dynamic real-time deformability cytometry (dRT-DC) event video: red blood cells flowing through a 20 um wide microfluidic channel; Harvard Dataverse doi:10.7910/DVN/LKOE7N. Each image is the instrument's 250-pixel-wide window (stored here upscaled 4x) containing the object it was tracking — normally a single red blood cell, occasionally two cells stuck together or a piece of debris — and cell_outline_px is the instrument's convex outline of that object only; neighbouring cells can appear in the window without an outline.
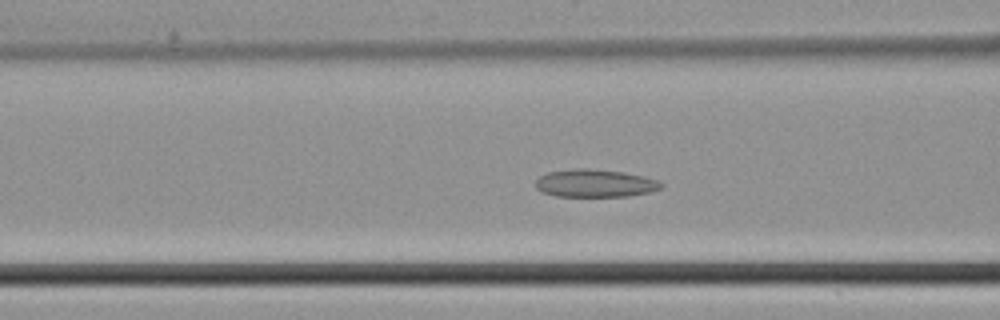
{"species": "common noctule bat (a hibernating species)", "species_latin": "Nyctalus noctula", "temperature_condition": "cold", "stored_images_in_passage": 43, "camera_frame_rate_fps": 3000, "um_per_image_px": 0.085, "animal": {"sex": "male", "body_mass_g": 21.5, "forearm_length_mm": 52.0}, "frame": {"image": 1, "passage_image": 16, "time_ms": 5.0, "image_size_px": [1000, 320], "cell_outline_px": [[664, 188], [648, 192], [628, 196], [556, 196], [540, 192], [536, 188], [536, 180], [540, 176], [548, 172], [576, 168], [588, 168], [624, 172], [644, 176], [656, 180], [664, 184]], "centroid_in_image_um": [50.57, 15.57], "position_along_channel_um": 116.0, "area_um2": 20.4}}
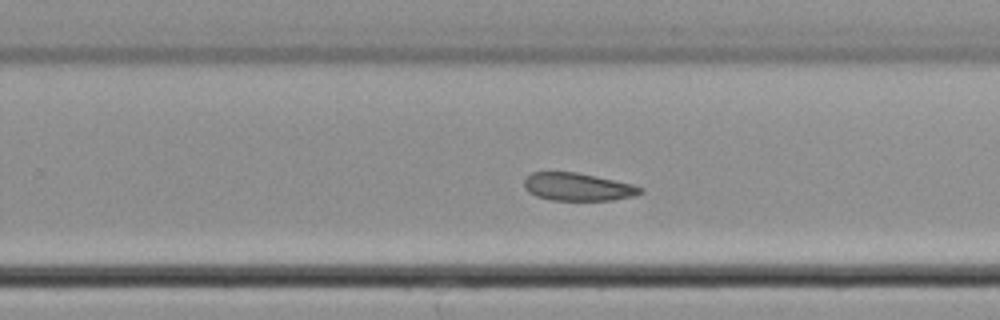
{"frame": {"image": 2, "passage_image": 27, "time_ms": 8.667, "image_size_px": [1000, 320], "cell_outline_px": [[644, 192], [632, 196], [612, 200], [552, 200], [536, 196], [528, 192], [524, 188], [524, 180], [532, 172], [576, 172], [596, 176], [632, 184], [644, 188]], "centroid_in_image_um": [49.1, 15.88], "position_along_channel_um": 280.7, "area_um2": 18.79}}
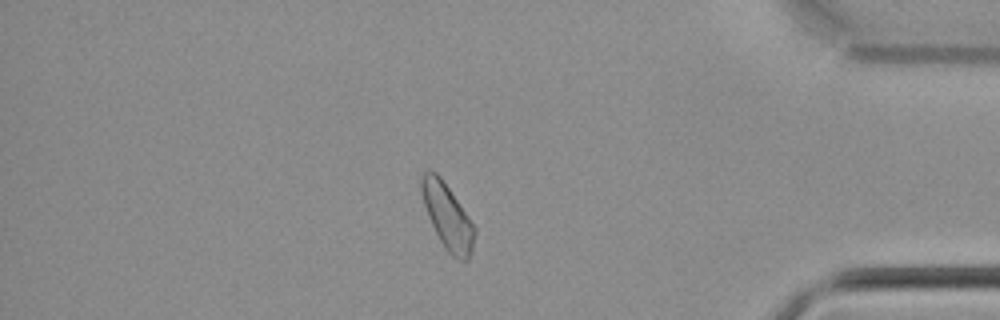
{"frame": {"image": 3, "passage_image": 37, "time_ms": 12.0, "image_size_px": [1000, 320], "cell_outline_px": [[476, 232], [472, 248], [468, 260], [460, 260], [452, 256], [444, 248], [428, 216], [424, 204], [420, 188], [420, 176], [428, 168], [436, 172], [440, 176], [468, 216], [476, 228]], "centroid_in_image_um": [38.02, 18.37], "position_along_channel_um": 397.2, "area_um2": 20.06}}